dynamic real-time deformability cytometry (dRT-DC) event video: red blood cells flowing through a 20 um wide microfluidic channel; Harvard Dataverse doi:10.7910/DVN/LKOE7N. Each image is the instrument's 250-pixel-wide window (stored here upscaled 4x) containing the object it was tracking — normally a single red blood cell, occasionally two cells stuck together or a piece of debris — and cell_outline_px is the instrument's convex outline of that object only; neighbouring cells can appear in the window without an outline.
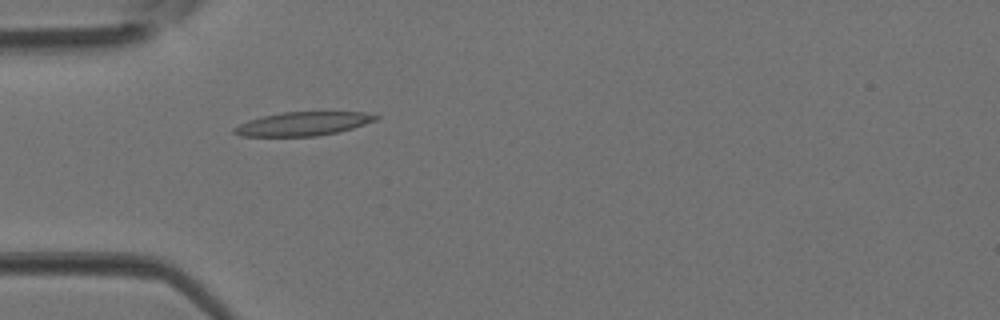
{"species": "Egyptian fruit bat (a non-hibernating species)", "species_latin": "Rousettus aegyptiacus", "temperature_condition": "room temperature", "stored_images_in_passage": 3, "camera_frame_rate_fps": 3000, "um_per_image_px": 0.085, "animal": {"sex": "female"}, "frame": {"image": 1, "passage_image": 3, "time_ms": 0.667, "image_size_px": [1000, 320], "cell_outline_px": [[380, 116], [376, 120], [352, 128], [336, 132], [316, 136], [240, 136], [232, 132], [232, 128], [248, 120], [264, 116], [284, 112], [364, 112]], "centroid_in_image_um": [25.73, 10.52], "position_along_channel_um": 59.3, "area_um2": 19.36}}